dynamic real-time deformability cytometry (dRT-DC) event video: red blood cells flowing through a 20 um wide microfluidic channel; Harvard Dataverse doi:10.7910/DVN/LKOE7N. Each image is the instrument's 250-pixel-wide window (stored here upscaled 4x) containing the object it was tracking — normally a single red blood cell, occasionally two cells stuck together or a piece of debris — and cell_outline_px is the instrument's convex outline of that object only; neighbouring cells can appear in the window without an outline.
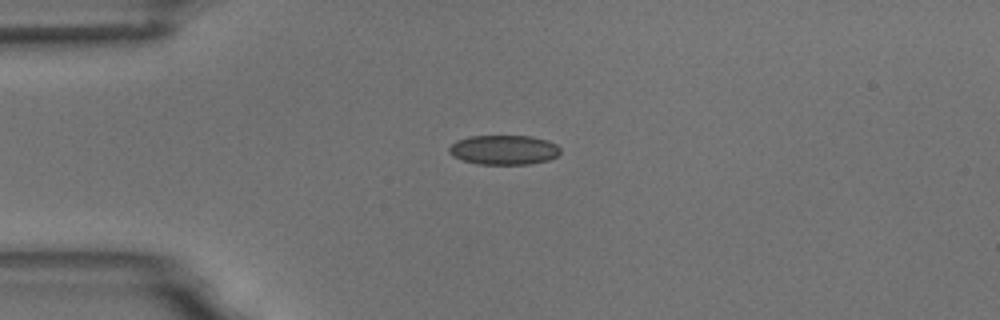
{"species": "common noctule bat (a hibernating species)", "species_latin": "Nyctalus noctula", "temperature_condition": "room temperature", "stored_images_in_passage": 2, "camera_frame_rate_fps": 3000, "um_per_image_px": 0.085, "animal": {"sex": "male", "body_mass_g": 18.8}, "frame": {"image": 1, "passage_image": 1, "time_ms": 0.0, "image_size_px": [1000, 320], "cell_outline_px": [[560, 152], [556, 156], [548, 160], [528, 164], [476, 164], [452, 156], [448, 152], [448, 148], [456, 140], [468, 136], [532, 136], [548, 140], [556, 144], [560, 148]], "centroid_in_image_um": [42.81, 12.73], "position_along_channel_um": 42.2, "area_um2": 19.25}}